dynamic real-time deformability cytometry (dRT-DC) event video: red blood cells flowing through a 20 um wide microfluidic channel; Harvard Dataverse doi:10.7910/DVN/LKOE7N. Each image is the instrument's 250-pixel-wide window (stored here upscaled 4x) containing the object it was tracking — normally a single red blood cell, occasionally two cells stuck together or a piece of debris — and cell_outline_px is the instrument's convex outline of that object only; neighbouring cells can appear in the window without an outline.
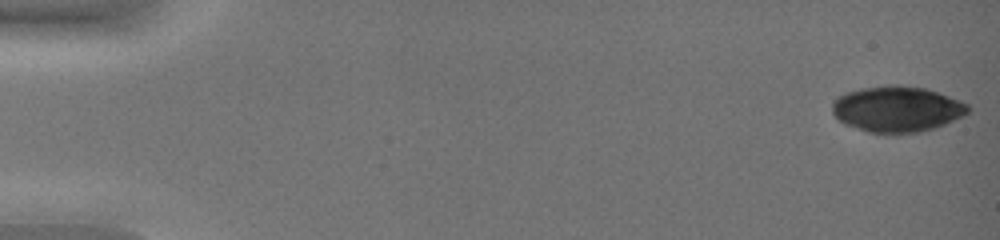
{"species": "common noctule bat (a hibernating species)", "species_latin": "Nyctalus noctula", "temperature_condition": "warm", "stored_images_in_passage": 46, "camera_frame_rate_fps": 3000, "um_per_image_px": 0.085, "animal": {"sex": "female", "body_mass_g": 19.0, "forearm_length_mm": 51.5}, "frame": {"image": 1, "passage_image": 1, "time_ms": 0.0, "image_size_px": [1000, 240], "cell_outline_px": [[972, 108], [964, 116], [936, 128], [920, 132], [896, 136], [868, 132], [844, 124], [832, 112], [832, 100], [836, 96], [844, 92], [860, 88], [888, 84], [900, 84], [924, 88], [960, 100], [968, 104]], "centroid_in_image_um": [76.23, 9.29], "position_along_channel_um": 8.8, "area_um2": 37.28}}
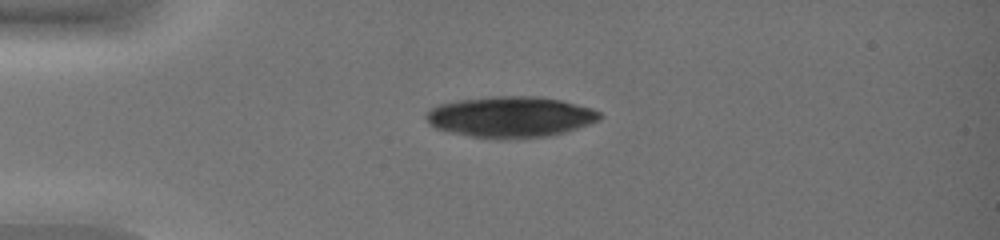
{"frame": {"image": 2, "passage_image": 13, "time_ms": 4.0, "image_size_px": [1000, 240], "cell_outline_px": [[604, 116], [600, 120], [564, 132], [548, 136], [500, 140], [468, 136], [448, 132], [436, 128], [428, 124], [424, 116], [432, 108], [440, 104], [460, 100], [488, 96], [536, 96], [560, 100], [592, 108], [600, 112]], "centroid_in_image_um": [43.37, 9.95], "position_along_channel_um": 41.6, "area_um2": 41.67}}